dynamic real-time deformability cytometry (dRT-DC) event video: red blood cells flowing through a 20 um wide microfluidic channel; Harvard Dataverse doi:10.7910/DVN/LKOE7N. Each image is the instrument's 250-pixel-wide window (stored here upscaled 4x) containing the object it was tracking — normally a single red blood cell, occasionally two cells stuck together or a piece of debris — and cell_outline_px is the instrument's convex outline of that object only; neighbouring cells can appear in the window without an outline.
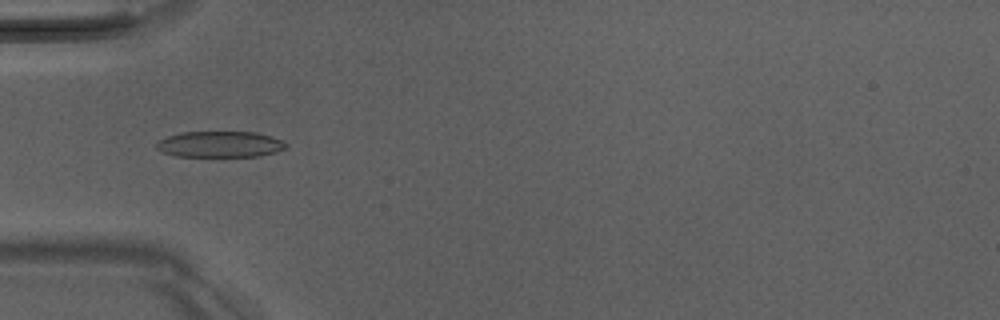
{"species": "Egyptian fruit bat (a non-hibernating species)", "species_latin": "Rousettus aegyptiacus", "temperature_condition": "room temperature", "stored_images_in_passage": 50, "camera_frame_rate_fps": 3000, "um_per_image_px": 0.085, "animal": {"sex": "male"}, "frame": {"image": 1, "passage_image": 16, "time_ms": 5.0, "image_size_px": [1000, 320], "cell_outline_px": [[288, 148], [276, 152], [260, 156], [176, 156], [160, 152], [156, 148], [156, 144], [160, 140], [168, 136], [180, 132], [256, 132], [280, 140], [288, 144]], "centroid_in_image_um": [18.69, 12.27], "position_along_channel_um": 66.3, "area_um2": 19.65}}
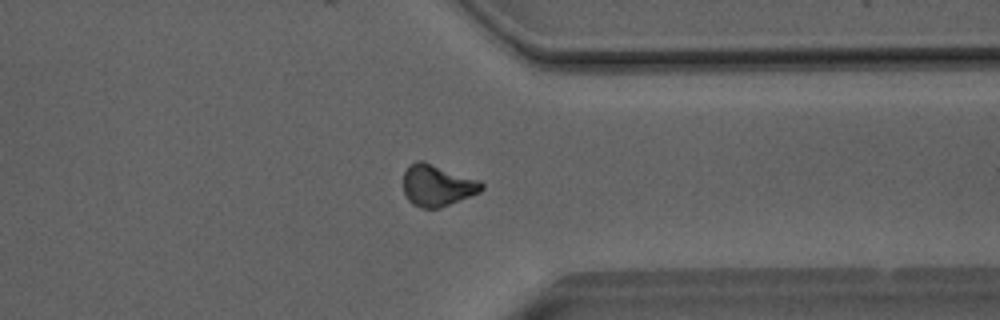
{"frame": {"image": 2, "passage_image": 39, "time_ms": 12.667, "image_size_px": [1000, 320], "cell_outline_px": [[484, 188], [480, 192], [440, 208], [420, 208], [412, 204], [408, 200], [404, 192], [404, 172], [408, 164], [416, 160], [424, 160], [480, 180], [484, 184]], "centroid_in_image_um": [37.16, 15.74], "position_along_channel_um": 374.2, "area_um2": 19.25}}
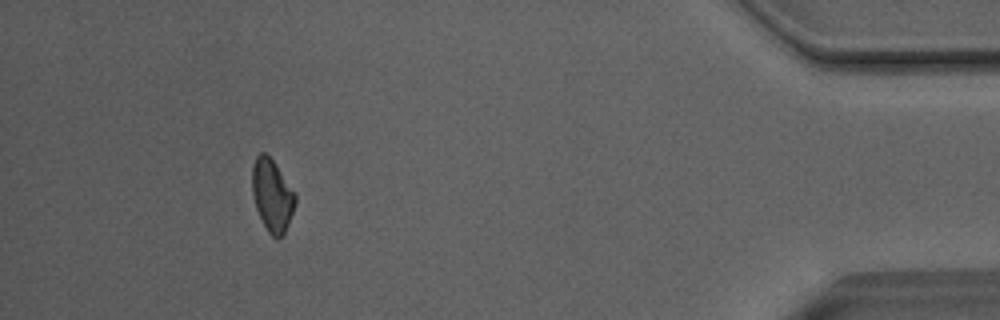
{"frame": {"image": 3, "passage_image": 46, "time_ms": 15.0, "image_size_px": [1000, 320], "cell_outline_px": [[296, 204], [288, 224], [284, 232], [276, 240], [268, 232], [256, 208], [252, 192], [252, 164], [256, 156], [260, 152], [264, 152], [276, 164], [296, 196]], "centroid_in_image_um": [23.12, 16.59], "position_along_channel_um": 412.1, "area_um2": 17.92}, "authors_computed_cell_mechanics": {"area_um2": 19.2763, "velocity_mm_per_s": 4.0638, "shape_relaxation_time_tau1_ms": 7.6702, "shape_relaxation_time_tau2_ms": 6.7122, "deformation_change_tau1": 0.1885, "deformation_change_tau2": 0.1493}}